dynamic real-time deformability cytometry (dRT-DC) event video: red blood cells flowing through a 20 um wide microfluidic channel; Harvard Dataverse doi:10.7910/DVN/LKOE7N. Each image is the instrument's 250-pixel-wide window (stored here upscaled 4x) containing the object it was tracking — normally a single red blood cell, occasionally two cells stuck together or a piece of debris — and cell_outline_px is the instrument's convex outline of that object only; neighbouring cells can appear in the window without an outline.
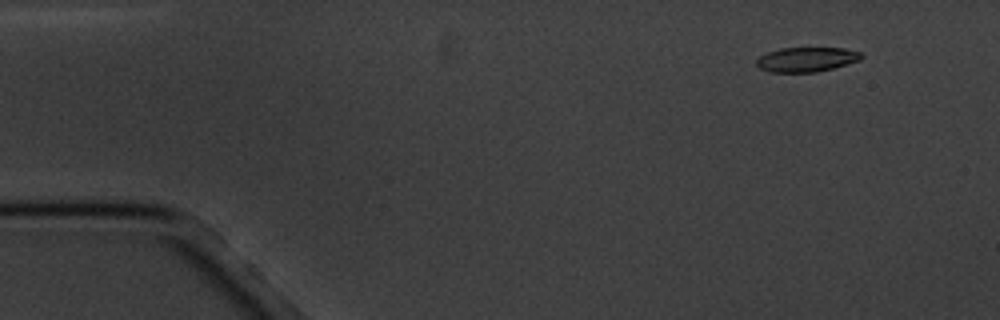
{"species": "common noctule bat (a hibernating species)", "species_latin": "Nyctalus noctula", "temperature_condition": "cold", "stored_images_in_passage": 5, "camera_frame_rate_fps": 3000, "um_per_image_px": 0.085, "animal": {"sex": "male", "body_mass_g": 20.1, "forearm_length_mm": 53.5}, "frame": {"image": 1, "passage_image": 2, "time_ms": 1.0, "image_size_px": [1000, 320], "cell_outline_px": [[864, 56], [860, 60], [832, 68], [816, 72], [772, 72], [760, 68], [756, 64], [756, 60], [760, 56], [768, 52], [780, 48], [844, 48], [860, 52]], "centroid_in_image_um": [68.56, 5.05], "position_along_channel_um": 16.4, "area_um2": 14.91}}
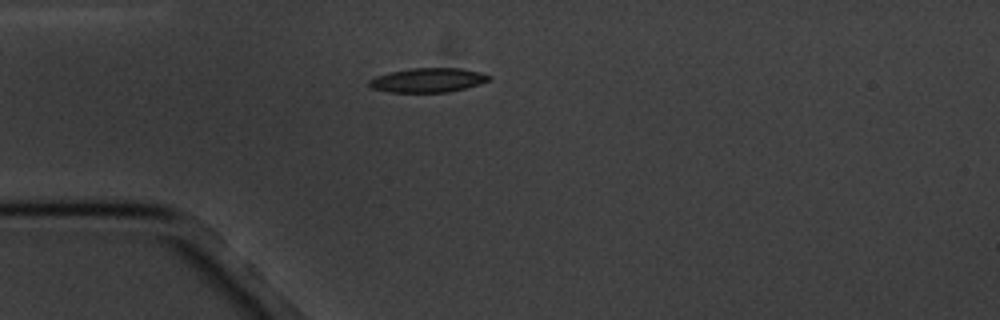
{"frame": {"image": 2, "passage_image": 5, "time_ms": 4.333, "image_size_px": [1000, 320], "cell_outline_px": [[492, 76], [488, 80], [480, 84], [448, 92], [392, 92], [372, 88], [368, 84], [368, 80], [376, 76], [408, 68], [460, 68], [480, 72]], "centroid_in_image_um": [36.37, 6.81], "position_along_channel_um": 48.6, "area_um2": 16.82}}